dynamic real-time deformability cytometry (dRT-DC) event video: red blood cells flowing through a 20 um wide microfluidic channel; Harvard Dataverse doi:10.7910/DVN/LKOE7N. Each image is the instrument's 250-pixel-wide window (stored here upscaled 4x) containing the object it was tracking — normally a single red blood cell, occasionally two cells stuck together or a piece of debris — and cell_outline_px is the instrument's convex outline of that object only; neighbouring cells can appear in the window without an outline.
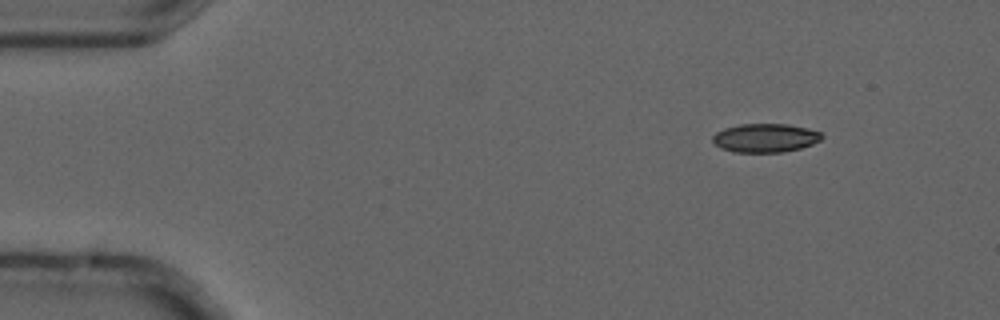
{"species": "common noctule bat (a hibernating species)", "species_latin": "Nyctalus noctula", "temperature_condition": "cold", "stored_images_in_passage": 4, "camera_frame_rate_fps": 3000, "um_per_image_px": 0.085, "animal": {"sex": "male", "forearm_length_mm": 52.5}, "frame": {"image": 1, "passage_image": 2, "time_ms": 0.333, "image_size_px": [1000, 320], "cell_outline_px": [[824, 136], [820, 140], [812, 144], [800, 148], [784, 152], [732, 152], [720, 148], [712, 140], [712, 136], [716, 132], [724, 128], [740, 124], [788, 124], [808, 128], [820, 132]], "centroid_in_image_um": [65.04, 11.72], "position_along_channel_um": 20.0, "area_um2": 18.32}}
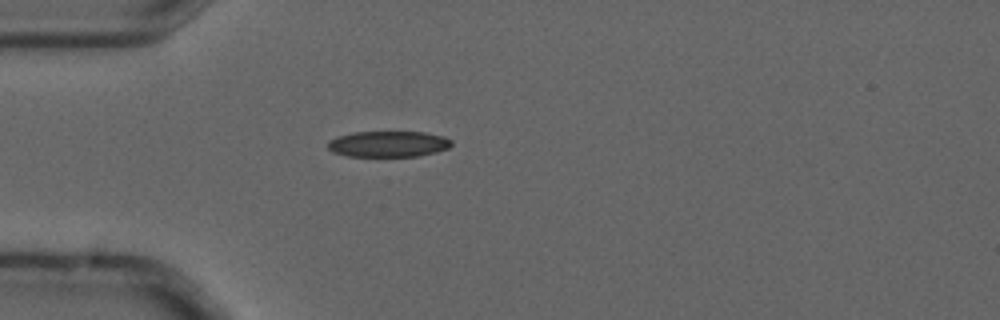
{"frame": {"image": 2, "passage_image": 4, "time_ms": 1.0, "image_size_px": [1000, 320], "cell_outline_px": [[452, 144], [448, 148], [436, 152], [420, 156], [348, 156], [332, 152], [328, 148], [328, 140], [336, 136], [352, 132], [424, 132], [444, 136], [452, 140]], "centroid_in_image_um": [33.0, 12.23], "position_along_channel_um": 52.0, "area_um2": 18.84}}